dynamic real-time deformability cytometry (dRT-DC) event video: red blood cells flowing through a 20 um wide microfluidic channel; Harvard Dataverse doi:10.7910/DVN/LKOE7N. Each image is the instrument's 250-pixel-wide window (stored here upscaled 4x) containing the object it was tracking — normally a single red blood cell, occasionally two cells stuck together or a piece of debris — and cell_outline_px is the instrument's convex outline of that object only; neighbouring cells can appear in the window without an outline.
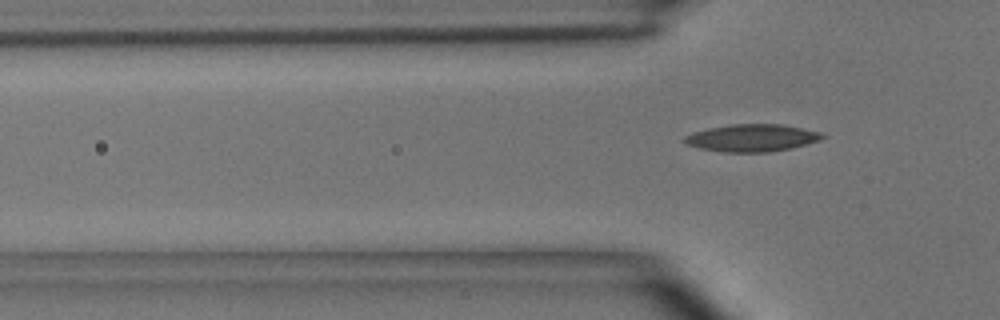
{"species": "common noctule bat (a hibernating species)", "species_latin": "Nyctalus noctula", "temperature_condition": "room temperature", "stored_images_in_passage": 5, "camera_frame_rate_fps": 3000, "um_per_image_px": 0.085, "animal": {"sex": "male", "body_mass_g": 15.6}, "frame": {"image": 1, "passage_image": 5, "time_ms": 5.333, "image_size_px": [1000, 320], "cell_outline_px": [[828, 136], [820, 140], [792, 148], [768, 152], [724, 152], [700, 148], [684, 144], [680, 140], [684, 136], [692, 132], [708, 128], [732, 124], [780, 124], [820, 132]], "centroid_in_image_um": [63.87, 11.72], "position_along_channel_um": 61.9, "area_um2": 22.08}}